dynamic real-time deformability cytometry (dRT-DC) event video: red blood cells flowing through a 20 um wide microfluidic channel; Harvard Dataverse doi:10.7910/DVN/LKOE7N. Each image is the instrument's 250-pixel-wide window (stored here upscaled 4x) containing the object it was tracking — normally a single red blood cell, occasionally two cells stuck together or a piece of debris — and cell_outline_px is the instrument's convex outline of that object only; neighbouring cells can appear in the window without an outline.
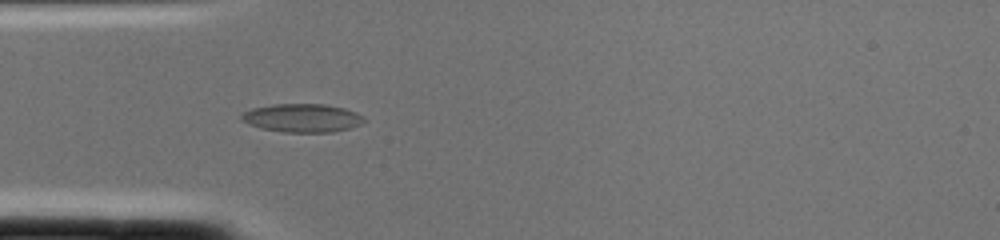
{"species": "common noctule bat (a hibernating species)", "species_latin": "Nyctalus noctula", "temperature_condition": "cold", "stored_images_in_passage": 2, "camera_frame_rate_fps": 3000, "um_per_image_px": 0.085, "animal": {"sex": "female", "body_mass_g": 22.0, "forearm_length_mm": 56.7}, "frame": {"image": 1, "passage_image": 2, "time_ms": 0.333, "image_size_px": [1000, 240], "cell_outline_px": [[368, 120], [360, 124], [348, 128], [332, 132], [284, 132], [260, 128], [248, 124], [240, 120], [240, 116], [244, 112], [252, 108], [272, 104], [324, 104], [344, 108], [356, 112], [364, 116]], "centroid_in_image_um": [25.68, 10.02], "position_along_channel_um": 59.3, "area_um2": 20.4}}